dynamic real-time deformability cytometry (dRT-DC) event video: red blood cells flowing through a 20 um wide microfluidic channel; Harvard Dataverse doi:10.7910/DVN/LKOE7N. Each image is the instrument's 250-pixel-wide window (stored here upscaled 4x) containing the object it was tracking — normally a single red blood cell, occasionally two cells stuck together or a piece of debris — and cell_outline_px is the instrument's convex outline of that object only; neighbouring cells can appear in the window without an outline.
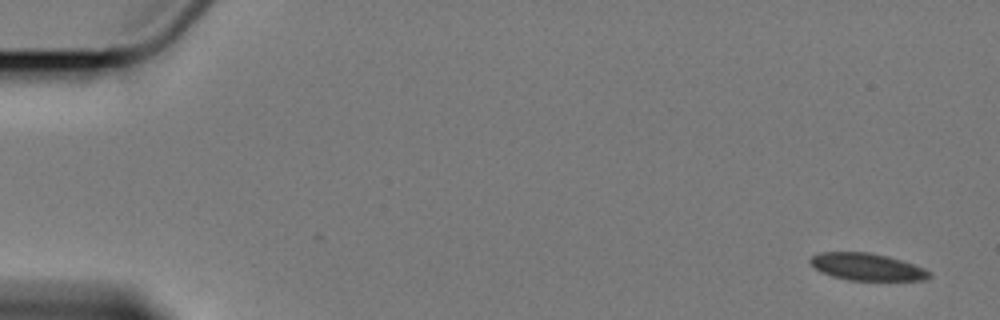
{"species": "Egyptian fruit bat (a non-hibernating species)", "species_latin": "Rousettus aegyptiacus", "temperature_condition": "cold", "stored_images_in_passage": 9, "camera_frame_rate_fps": 3000, "um_per_image_px": 0.085, "animal": {"sex": "female"}, "frame": {"image": 1, "passage_image": 1, "time_ms": 0.0, "image_size_px": [1000, 320], "cell_outline_px": [[932, 276], [924, 280], [848, 280], [832, 276], [816, 268], [808, 260], [812, 256], [820, 252], [868, 252], [888, 256], [924, 268], [932, 272]], "centroid_in_image_um": [73.72, 22.68], "position_along_channel_um": 11.3, "area_um2": 18.67}}
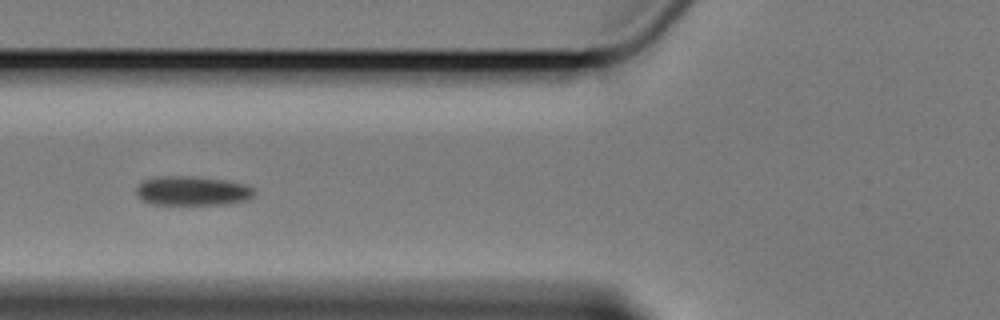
{"frame": {"image": 2, "passage_image": 6, "time_ms": 7.0, "image_size_px": [1000, 320], "cell_outline_px": [[256, 192], [248, 200], [228, 204], [152, 204], [140, 200], [136, 192], [136, 188], [144, 180], [160, 176], [192, 176], [224, 180], [244, 184], [256, 188]], "centroid_in_image_um": [16.37, 16.23], "position_along_channel_um": 109.4, "area_um2": 20.23}}
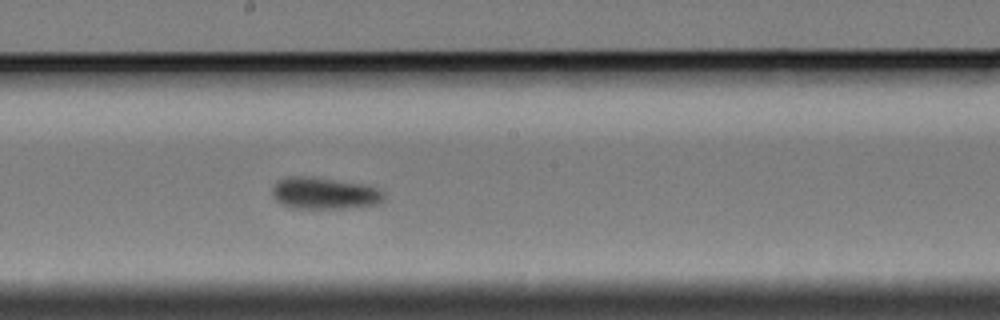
{"frame": {"image": 3, "passage_image": 9, "time_ms": 10.333, "image_size_px": [1000, 320], "cell_outline_px": [[384, 204], [356, 208], [288, 208], [280, 204], [276, 200], [272, 192], [272, 188], [276, 180], [288, 176], [312, 176], [360, 184], [380, 188], [384, 192]], "centroid_in_image_um": [27.6, 16.44], "position_along_channel_um": 220.6, "area_um2": 21.21}}